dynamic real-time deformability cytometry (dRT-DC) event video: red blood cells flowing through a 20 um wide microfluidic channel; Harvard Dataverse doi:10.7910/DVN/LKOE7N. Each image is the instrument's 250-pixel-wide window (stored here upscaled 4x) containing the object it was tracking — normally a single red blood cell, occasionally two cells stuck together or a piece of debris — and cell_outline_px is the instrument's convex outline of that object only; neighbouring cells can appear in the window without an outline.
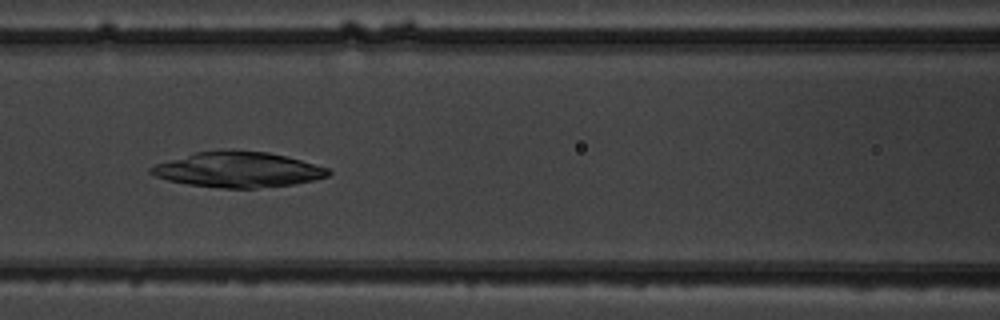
{"species": "common noctule bat (a hibernating species)", "species_latin": "Nyctalus noctula", "temperature_condition": "warm", "stored_images_in_passage": 8, "camera_frame_rate_fps": 3000, "um_per_image_px": 0.085, "animal": {"sex": "male", "body_mass_g": 19.5, "forearm_length_mm": 54.6}, "frame": {"image": 1, "passage_image": 7, "time_ms": 7.333, "image_size_px": [1000, 320], "cell_outline_px": [[332, 172], [328, 176], [316, 180], [296, 184], [256, 188], [220, 188], [188, 184], [168, 180], [156, 176], [148, 172], [148, 168], [156, 164], [196, 152], [268, 152], [300, 160], [328, 168]], "centroid_in_image_um": [20.26, 14.45], "position_along_channel_um": 146.3, "area_um2": 35.72}}
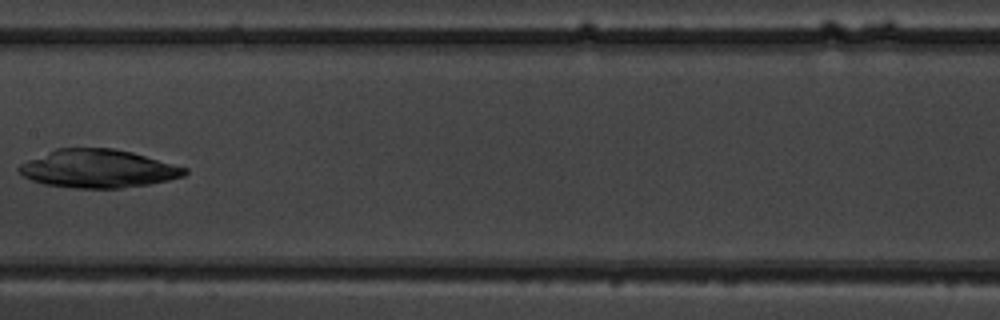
{"frame": {"image": 2, "passage_image": 8, "time_ms": 8.667, "image_size_px": [1000, 320], "cell_outline_px": [[188, 172], [184, 176], [168, 180], [148, 184], [120, 188], [72, 188], [44, 184], [32, 180], [24, 176], [16, 168], [20, 164], [28, 160], [56, 148], [112, 148], [132, 152], [188, 168]], "centroid_in_image_um": [8.33, 14.34], "position_along_channel_um": 199.1, "area_um2": 36.76}}